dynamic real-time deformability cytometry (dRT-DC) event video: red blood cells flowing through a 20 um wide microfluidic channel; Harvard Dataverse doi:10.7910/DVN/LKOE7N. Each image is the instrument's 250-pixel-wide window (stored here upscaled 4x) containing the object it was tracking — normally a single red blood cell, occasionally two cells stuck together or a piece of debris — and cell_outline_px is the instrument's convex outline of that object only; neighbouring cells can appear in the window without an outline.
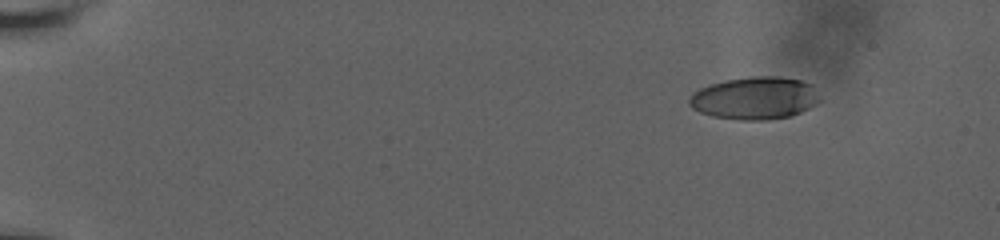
{"species": "human", "species_latin": "Homo sapiens", "temperature_condition": "room temperature", "stored_images_in_passage": 78, "camera_frame_rate_fps": 3000, "um_per_image_px": 0.085, "donor": {"sex": "male"}, "frame": {"image": 1, "passage_image": 1, "time_ms": 0.0, "image_size_px": [1000, 240], "cell_outline_px": [[824, 100], [800, 112], [788, 116], [768, 120], [740, 120], [712, 116], [700, 112], [692, 108], [688, 104], [688, 96], [692, 92], [708, 84], [724, 80], [752, 76], [780, 76], [804, 80], [812, 84]], "centroid_in_image_um": [64.17, 8.32], "position_along_channel_um": 20.8, "area_um2": 33.0}}
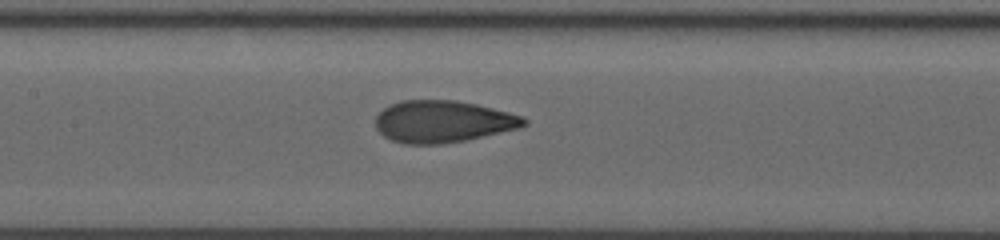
{"frame": {"image": 2, "passage_image": 47, "time_ms": 7.667, "image_size_px": [1000, 240], "cell_outline_px": [[528, 124], [520, 128], [468, 140], [444, 144], [404, 144], [392, 140], [384, 136], [376, 128], [376, 116], [384, 108], [400, 100], [456, 100], [476, 104], [524, 116], [528, 120]], "centroid_in_image_um": [37.67, 10.34], "position_along_channel_um": 169.7, "area_um2": 36.53}}
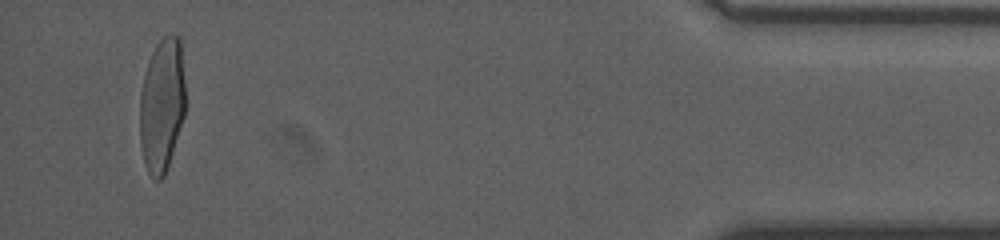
{"frame": {"image": 3, "passage_image": 78, "time_ms": 16.0, "image_size_px": [1000, 240], "cell_outline_px": [[184, 116], [164, 176], [160, 180], [156, 180], [148, 172], [144, 164], [140, 144], [140, 92], [148, 60], [156, 44], [168, 32], [172, 32], [180, 36], [184, 80]], "centroid_in_image_um": [13.75, 8.88], "position_along_channel_um": 421.4, "area_um2": 35.66}, "authors_computed_cell_mechanics": {"area_um2": 35.7782, "velocity_mm_per_s": 3.792, "shape_relaxation_time_tau1_ms": 8.5122, "shape_relaxation_time_tau2_ms": null, "deformation_change_tau1": 0.2699, "deformation_change_tau2": null}}